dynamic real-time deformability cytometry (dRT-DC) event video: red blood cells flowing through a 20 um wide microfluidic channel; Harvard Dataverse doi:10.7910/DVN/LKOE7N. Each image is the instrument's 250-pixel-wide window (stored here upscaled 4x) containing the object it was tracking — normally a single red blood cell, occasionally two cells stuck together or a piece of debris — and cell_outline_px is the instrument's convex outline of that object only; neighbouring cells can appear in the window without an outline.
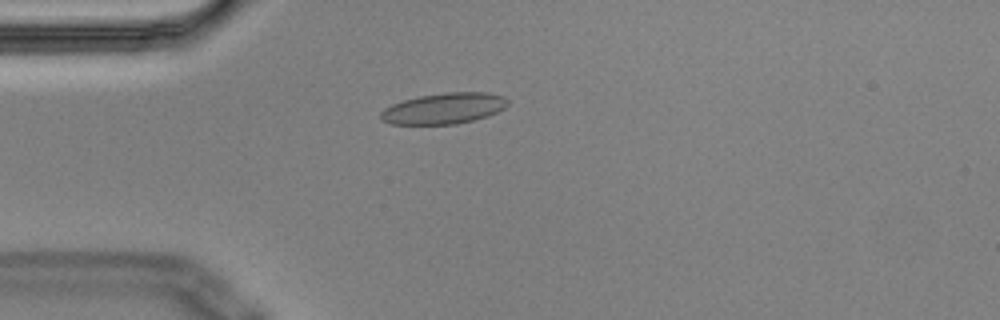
{"species": "Egyptian fruit bat (a non-hibernating species)", "species_latin": "Rousettus aegyptiacus", "temperature_condition": "cold", "stored_images_in_passage": 5, "camera_frame_rate_fps": 3000, "um_per_image_px": 0.085, "animal": {"sex": "male"}, "frame": {"image": 1, "passage_image": 5, "time_ms": 1.333, "image_size_px": [1000, 320], "cell_outline_px": [[508, 104], [504, 108], [488, 116], [456, 124], [392, 124], [380, 120], [380, 112], [384, 108], [392, 104], [404, 100], [420, 96], [444, 92], [488, 92], [504, 96], [508, 100]], "centroid_in_image_um": [37.73, 9.21], "position_along_channel_um": 47.3, "area_um2": 22.95}}